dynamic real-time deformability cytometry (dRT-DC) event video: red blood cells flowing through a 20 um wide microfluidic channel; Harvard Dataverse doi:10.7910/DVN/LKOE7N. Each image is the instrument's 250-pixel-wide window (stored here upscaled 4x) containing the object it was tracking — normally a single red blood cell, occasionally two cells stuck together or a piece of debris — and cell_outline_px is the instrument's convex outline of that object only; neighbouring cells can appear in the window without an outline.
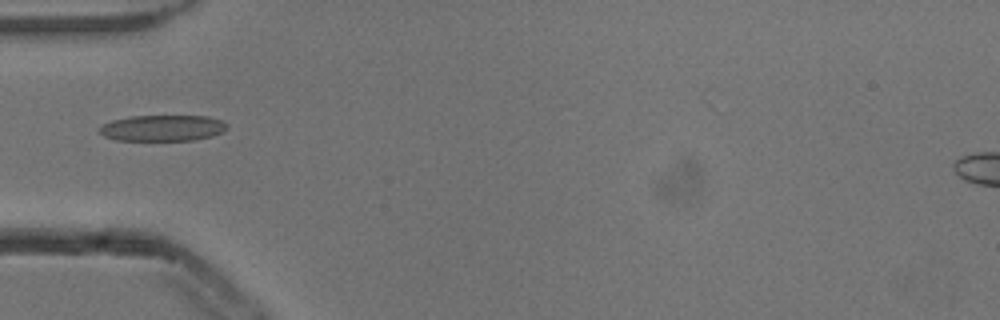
{"species": "common noctule bat (a hibernating species)", "species_latin": "Nyctalus noctula", "temperature_condition": "cold", "stored_images_in_passage": 4, "camera_frame_rate_fps": 3000, "um_per_image_px": 0.085, "animal": {"sex": "male", "body_mass_g": 13.3}, "frame": {"image": 1, "passage_image": 4, "time_ms": 1.0, "image_size_px": [1000, 320], "cell_outline_px": [[228, 128], [212, 136], [192, 140], [116, 140], [104, 136], [96, 128], [100, 124], [112, 120], [132, 116], [208, 116], [220, 120], [228, 124]], "centroid_in_image_um": [13.77, 10.88], "position_along_channel_um": 71.2, "area_um2": 19.42}}